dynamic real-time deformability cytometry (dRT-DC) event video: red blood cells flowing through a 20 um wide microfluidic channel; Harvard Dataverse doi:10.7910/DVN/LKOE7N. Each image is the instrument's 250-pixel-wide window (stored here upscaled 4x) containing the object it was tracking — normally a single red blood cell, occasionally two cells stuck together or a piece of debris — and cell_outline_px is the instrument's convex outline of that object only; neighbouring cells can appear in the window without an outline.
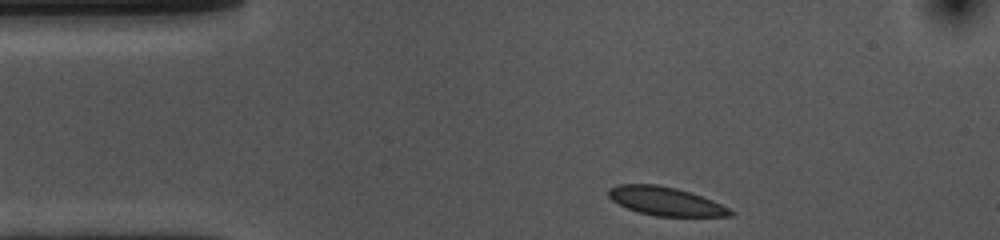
{"species": "common noctule bat (a hibernating species)", "species_latin": "Nyctalus noctula", "temperature_condition": "cold", "stored_images_in_passage": 36, "camera_frame_rate_fps": 3000, "um_per_image_px": 0.085, "animal": {"sex": "female", "body_mass_g": 10.0, "forearm_length_mm": 53.1}, "frame": {"image": 1, "passage_image": 1, "time_ms": 0.0, "image_size_px": [1000, 240], "cell_outline_px": [[736, 212], [732, 216], [656, 216], [640, 212], [628, 208], [612, 200], [608, 196], [608, 188], [616, 184], [656, 184], [676, 188], [712, 200]], "centroid_in_image_um": [56.56, 17.1], "position_along_channel_um": 28.4, "area_um2": 20.06}}
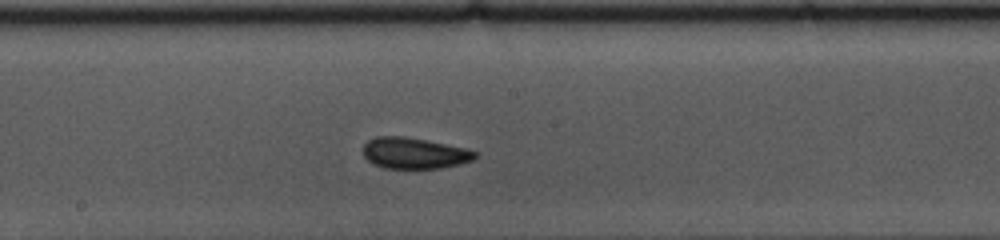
{"frame": {"image": 2, "passage_image": 20, "time_ms": 6.333, "image_size_px": [1000, 240], "cell_outline_px": [[476, 156], [472, 160], [460, 164], [440, 168], [384, 168], [372, 164], [364, 156], [364, 144], [368, 140], [376, 136], [404, 136], [464, 148], [476, 152]], "centroid_in_image_um": [35.17, 13.02], "position_along_channel_um": 213.0, "area_um2": 20.06}}
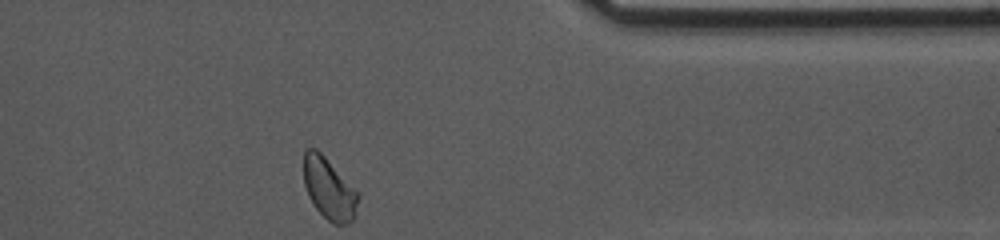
{"frame": {"image": 3, "passage_image": 36, "time_ms": 11.667, "image_size_px": [1000, 240], "cell_outline_px": [[360, 196], [352, 220], [348, 224], [332, 224], [316, 208], [308, 196], [304, 184], [304, 152], [308, 148], [316, 148], [360, 192]], "centroid_in_image_um": [27.98, 16.04], "position_along_channel_um": 383.4, "area_um2": 19.54}, "authors_computed_cell_mechanics": {"area_um2": 20.3745, "velocity_mm_per_s": 3.557, "shape_relaxation_time_tau1_ms": 8.7995, "shape_relaxation_time_tau2_ms": 1.3819, "deformation_change_tau1": 0.1845, "deformation_change_tau2": 0.055}}